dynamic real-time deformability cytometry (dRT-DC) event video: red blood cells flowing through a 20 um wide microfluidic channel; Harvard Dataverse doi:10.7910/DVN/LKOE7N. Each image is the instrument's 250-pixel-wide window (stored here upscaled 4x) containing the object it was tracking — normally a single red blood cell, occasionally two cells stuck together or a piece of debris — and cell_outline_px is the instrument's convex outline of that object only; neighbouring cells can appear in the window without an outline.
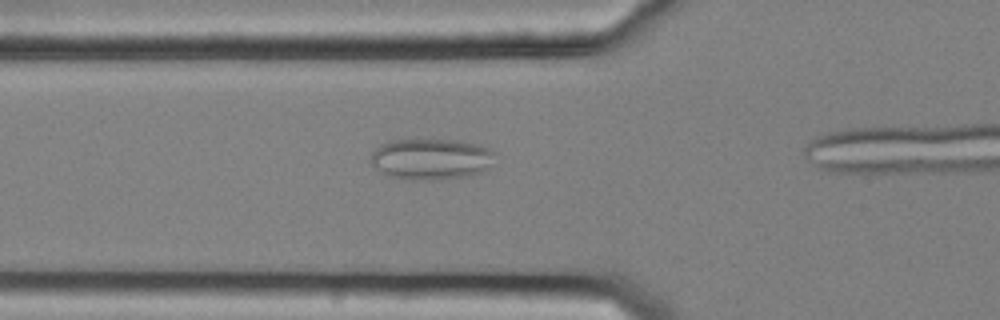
{"species": "common noctule bat (a hibernating species)", "species_latin": "Nyctalus noctula", "temperature_condition": "cold", "stored_images_in_passage": 12, "camera_frame_rate_fps": 3000, "um_per_image_px": 0.085, "animal": {"sex": "female", "body_mass_g": 25.1}, "frame": {"image": 1, "passage_image": 7, "time_ms": 2.0, "image_size_px": [1000, 320], "cell_outline_px": [[496, 152], [492, 168], [484, 172], [464, 176], [436, 180], [408, 180], [392, 176], [384, 172], [372, 164], [372, 152], [380, 144], [392, 140], [460, 140], [476, 144], [488, 148]], "centroid_in_image_um": [36.72, 13.52], "position_along_channel_um": 89.1, "area_um2": 29.82}}